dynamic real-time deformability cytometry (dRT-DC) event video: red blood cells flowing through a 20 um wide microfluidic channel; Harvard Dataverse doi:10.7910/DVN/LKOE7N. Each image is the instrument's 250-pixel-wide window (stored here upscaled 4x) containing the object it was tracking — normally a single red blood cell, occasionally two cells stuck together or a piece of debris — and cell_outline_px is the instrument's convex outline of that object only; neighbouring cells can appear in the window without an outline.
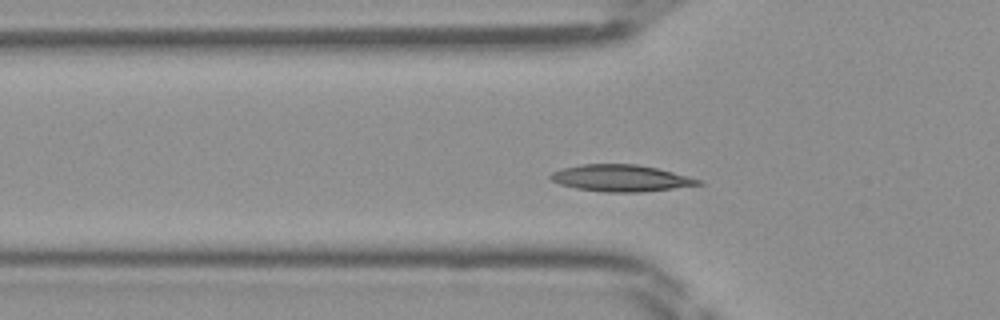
{"species": "Egyptian fruit bat (a non-hibernating species)", "species_latin": "Rousettus aegyptiacus", "temperature_condition": "room temperature", "stored_images_in_passage": 40, "camera_frame_rate_fps": 3000, "um_per_image_px": 0.085, "frame": {"image": 1, "passage_image": 7, "time_ms": 2.0, "image_size_px": [1000, 320], "cell_outline_px": [[704, 184], [640, 192], [604, 192], [576, 188], [560, 184], [552, 180], [548, 176], [552, 172], [564, 168], [580, 164], [636, 164], [656, 168], [688, 176], [700, 180]], "centroid_in_image_um": [52.74, 15.14], "position_along_channel_um": 73.1, "area_um2": 22.72}}
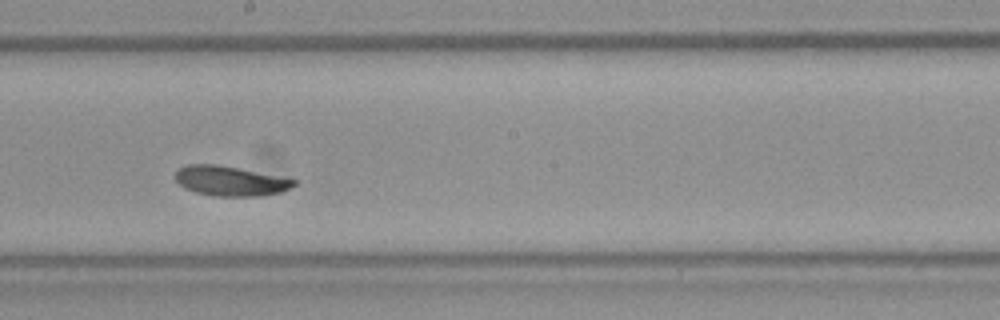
{"frame": {"image": 2, "passage_image": 18, "time_ms": 5.667, "image_size_px": [1000, 320], "cell_outline_px": [[300, 184], [292, 188], [280, 192], [260, 196], [216, 196], [196, 192], [184, 188], [176, 180], [176, 172], [180, 168], [188, 164], [216, 164], [300, 180]], "centroid_in_image_um": [19.65, 15.39], "position_along_channel_um": 228.6, "area_um2": 20.63}}
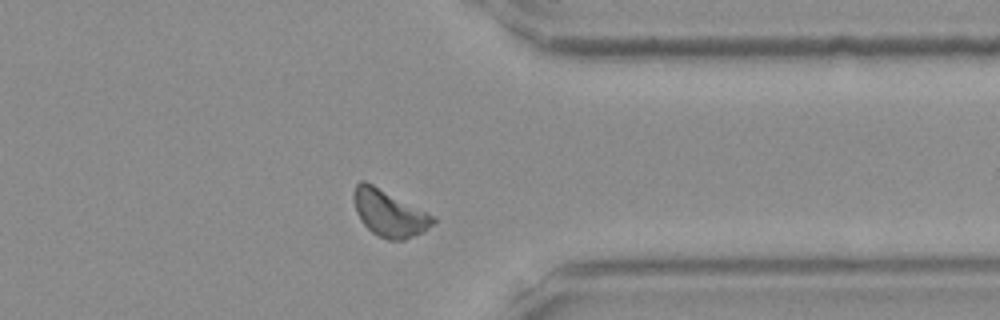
{"frame": {"image": 3, "passage_image": 29, "time_ms": 9.333, "image_size_px": [1000, 320], "cell_outline_px": [[436, 224], [424, 232], [404, 240], [388, 240], [372, 232], [360, 220], [356, 212], [352, 196], [352, 192], [356, 184], [360, 180], [364, 180], [436, 216]], "centroid_in_image_um": [33.1, 18.13], "position_along_channel_um": 378.3, "area_um2": 21.73}}